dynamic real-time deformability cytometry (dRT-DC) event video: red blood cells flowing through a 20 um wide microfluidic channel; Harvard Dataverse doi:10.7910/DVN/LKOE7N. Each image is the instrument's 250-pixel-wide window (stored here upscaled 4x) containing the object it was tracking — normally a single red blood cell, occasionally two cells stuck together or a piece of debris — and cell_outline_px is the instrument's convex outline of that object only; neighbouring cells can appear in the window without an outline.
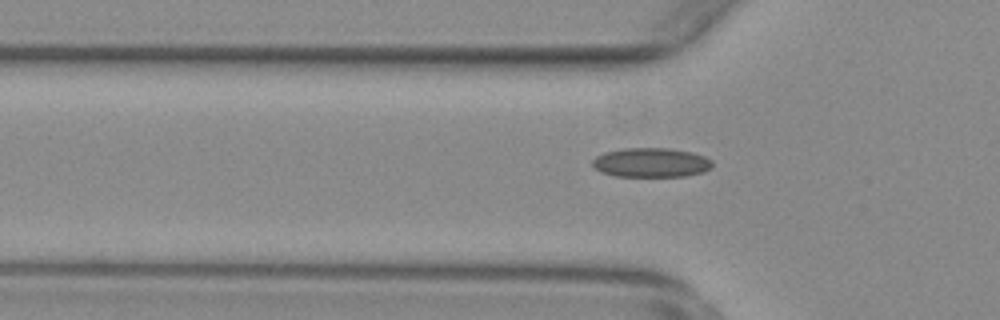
{"species": "common noctule bat (a hibernating species)", "species_latin": "Nyctalus noctula", "temperature_condition": "warm", "stored_images_in_passage": 55, "camera_frame_rate_fps": 3000, "um_per_image_px": 0.085, "animal": {"sex": "female", "body_mass_g": 29.2, "forearm_length_mm": 56.3}, "frame": {"image": 1, "passage_image": 18, "time_ms": 5.667, "image_size_px": [1000, 320], "cell_outline_px": [[712, 168], [704, 172], [684, 176], [616, 176], [600, 172], [592, 164], [592, 160], [596, 156], [604, 152], [624, 148], [668, 148], [692, 152], [704, 156], [712, 160]], "centroid_in_image_um": [55.35, 13.81], "position_along_channel_um": 70.4, "area_um2": 20.58}}
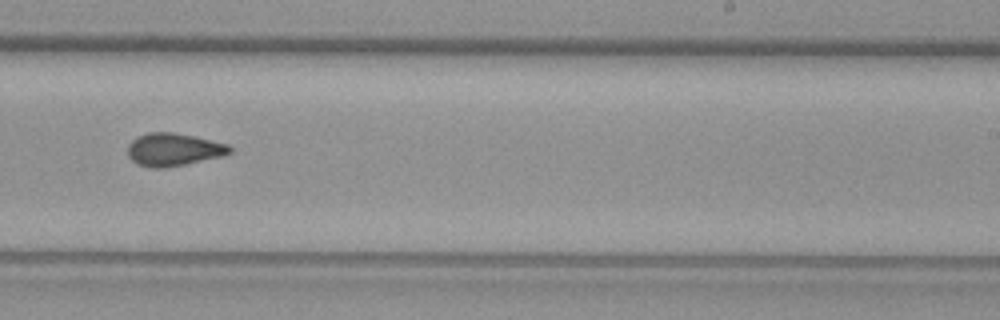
{"frame": {"image": 2, "passage_image": 34, "time_ms": 11.0, "image_size_px": [1000, 320], "cell_outline_px": [[232, 152], [220, 156], [184, 164], [164, 168], [152, 168], [136, 164], [128, 156], [128, 144], [136, 136], [148, 132], [172, 132], [196, 136], [228, 144], [232, 148]], "centroid_in_image_um": [14.72, 12.7], "position_along_channel_um": 274.3, "area_um2": 19.54}}
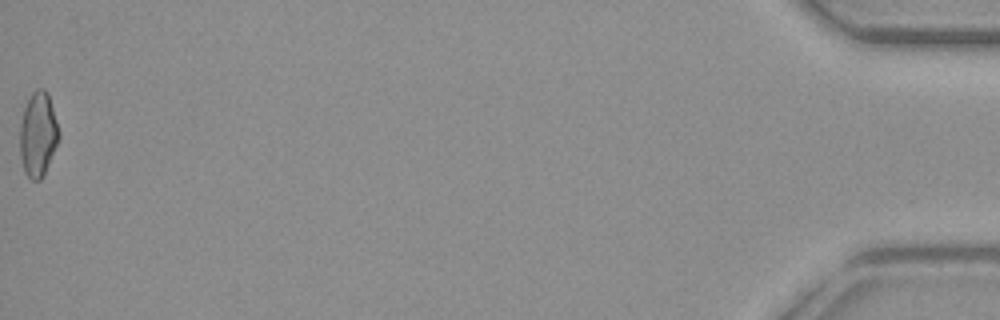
{"frame": {"image": 3, "passage_image": 55, "time_ms": 18.0, "image_size_px": [1000, 320], "cell_outline_px": [[60, 136], [44, 172], [40, 180], [32, 180], [24, 172], [20, 156], [20, 124], [24, 108], [32, 92], [36, 88], [44, 88], [48, 92], [60, 132]], "centroid_in_image_um": [3.22, 11.38], "position_along_channel_um": 432.0, "area_um2": 19.07}, "authors_computed_cell_mechanics": {"area_um2": 19.1318, "velocity_mm_per_s": 3.8123, "shape_relaxation_time_tau1_ms": null, "shape_relaxation_time_tau2_ms": 3.7306, "deformation_change_tau1": null, "deformation_change_tau2": 0.1024}}